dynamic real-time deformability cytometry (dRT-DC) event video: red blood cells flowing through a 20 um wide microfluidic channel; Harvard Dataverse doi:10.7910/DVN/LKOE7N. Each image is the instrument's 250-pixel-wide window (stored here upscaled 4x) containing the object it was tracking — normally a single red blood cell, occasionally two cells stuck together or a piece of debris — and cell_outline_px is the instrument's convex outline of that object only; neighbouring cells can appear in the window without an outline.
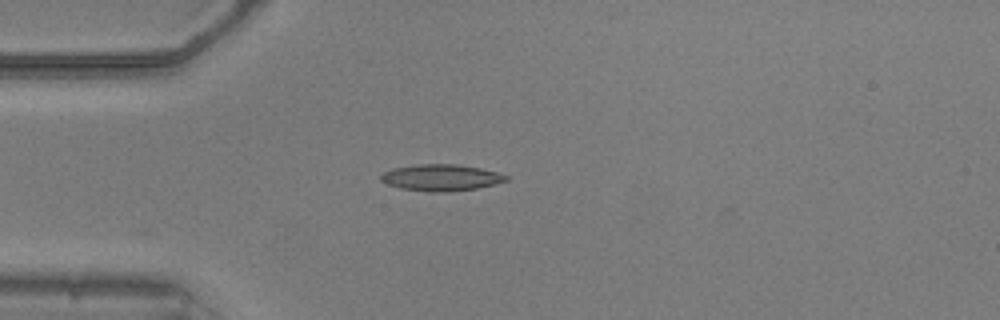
{"species": "common noctule bat (a hibernating species)", "species_latin": "Nyctalus noctula", "temperature_condition": "warm", "stored_images_in_passage": 4, "camera_frame_rate_fps": 3000, "um_per_image_px": 0.085, "animal": {"sex": "male", "body_mass_g": 20.5, "forearm_length_mm": 52.5}, "frame": {"image": 1, "passage_image": 2, "time_ms": 0.333, "image_size_px": [1000, 320], "cell_outline_px": [[508, 180], [476, 188], [448, 192], [432, 192], [400, 188], [388, 184], [380, 180], [380, 176], [384, 172], [392, 168], [416, 164], [456, 164], [480, 168], [496, 172], [508, 176]], "centroid_in_image_um": [37.45, 15.09], "position_along_channel_um": 47.5, "area_um2": 19.19}}